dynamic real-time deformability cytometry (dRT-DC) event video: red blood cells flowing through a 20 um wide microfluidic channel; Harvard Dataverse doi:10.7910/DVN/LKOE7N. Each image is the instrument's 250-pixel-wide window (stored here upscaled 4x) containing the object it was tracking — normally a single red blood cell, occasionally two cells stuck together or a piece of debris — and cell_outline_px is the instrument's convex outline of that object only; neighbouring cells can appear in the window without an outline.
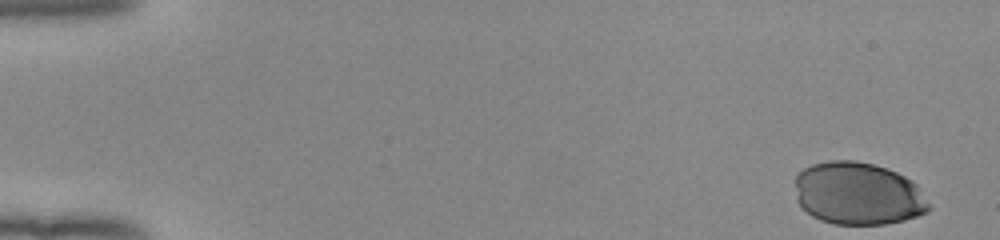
{"species": "human", "species_latin": "Homo sapiens", "temperature_condition": "room temperature", "stored_images_in_passage": 14, "camera_frame_rate_fps": 3000, "um_per_image_px": 0.085, "donor": {"sex": "female"}, "frame": {"image": 1, "passage_image": 1, "time_ms": 0.0, "image_size_px": [1000, 240], "cell_outline_px": [[932, 208], [928, 212], [904, 220], [884, 224], [832, 224], [820, 220], [812, 216], [800, 208], [796, 200], [796, 176], [804, 168], [812, 164], [828, 160], [856, 160], [888, 168], [912, 180], [916, 184]], "centroid_in_image_um": [72.92, 16.46], "position_along_channel_um": 12.1, "area_um2": 49.25}}